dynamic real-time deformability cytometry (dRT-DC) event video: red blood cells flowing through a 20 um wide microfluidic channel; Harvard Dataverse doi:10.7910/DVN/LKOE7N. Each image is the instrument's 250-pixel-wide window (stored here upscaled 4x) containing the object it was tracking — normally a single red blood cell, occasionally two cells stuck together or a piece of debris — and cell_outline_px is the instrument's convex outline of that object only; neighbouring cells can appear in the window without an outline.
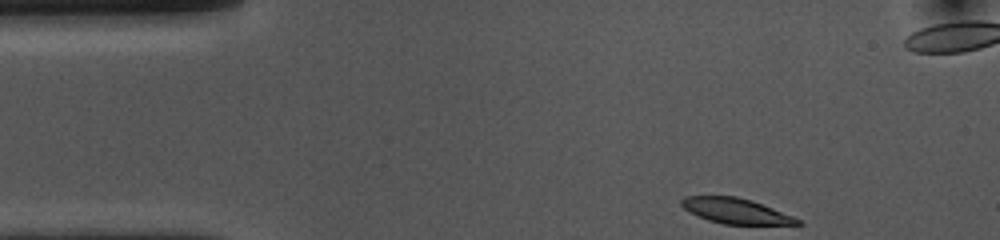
{"species": "common noctule bat (a hibernating species)", "species_latin": "Nyctalus noctula", "temperature_condition": "cold", "stored_images_in_passage": 38, "camera_frame_rate_fps": 3000, "um_per_image_px": 0.085, "animal": {"sex": "female", "body_mass_g": 10.0, "forearm_length_mm": 53.1}, "frame": {"image": 1, "passage_image": 1, "time_ms": 0.0, "image_size_px": [1000, 240], "cell_outline_px": [[804, 224], [724, 224], [708, 220], [684, 208], [680, 204], [680, 200], [684, 196], [736, 196], [752, 200], [792, 216], [800, 220]], "centroid_in_image_um": [62.52, 17.91], "position_along_channel_um": 22.5, "area_um2": 16.82}}
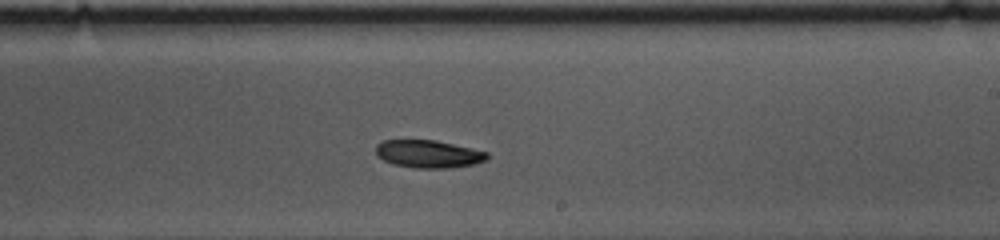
{"frame": {"image": 2, "passage_image": 25, "time_ms": 8.0, "image_size_px": [1000, 240], "cell_outline_px": [[488, 160], [476, 164], [448, 168], [416, 168], [392, 164], [376, 156], [376, 144], [384, 140], [436, 140], [472, 148], [488, 152]], "centroid_in_image_um": [36.43, 13.09], "position_along_channel_um": 252.6, "area_um2": 18.15}}
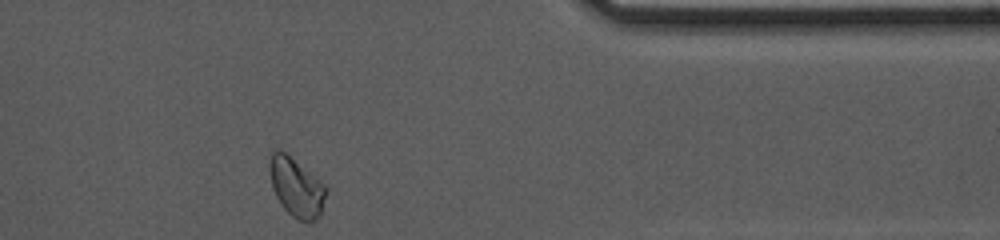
{"frame": {"image": 3, "passage_image": 38, "time_ms": 12.333, "image_size_px": [1000, 240], "cell_outline_px": [[324, 196], [320, 216], [316, 220], [296, 220], [280, 204], [272, 188], [268, 168], [268, 164], [272, 152], [276, 148], [280, 148], [324, 184]], "centroid_in_image_um": [25.12, 15.89], "position_along_channel_um": 386.3, "area_um2": 19.07}, "authors_computed_cell_mechanics": {"area_um2": 18.785, "velocity_mm_per_s": 3.6148, "shape_relaxation_time_tau1_ms": 2.8372, "shape_relaxation_time_tau2_ms": null, "deformation_change_tau1": 0.1016, "deformation_change_tau2": null}}